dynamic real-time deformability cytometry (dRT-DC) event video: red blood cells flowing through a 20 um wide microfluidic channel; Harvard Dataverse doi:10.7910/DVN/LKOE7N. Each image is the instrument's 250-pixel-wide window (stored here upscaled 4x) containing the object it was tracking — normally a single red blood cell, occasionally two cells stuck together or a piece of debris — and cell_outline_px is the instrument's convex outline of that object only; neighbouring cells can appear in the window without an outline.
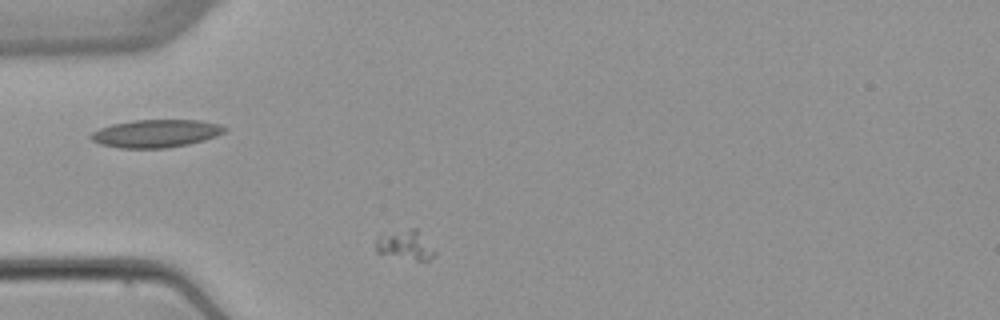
{"species": "common noctule bat (a hibernating species)", "species_latin": "Nyctalus noctula", "temperature_condition": "warm", "stored_images_in_passage": 3, "camera_frame_rate_fps": 3000, "um_per_image_px": 0.085, "animal": {"sex": "female", "body_mass_g": 22.7, "forearm_length_mm": 54.2}, "frame": {"image": 1, "passage_image": 3, "time_ms": 2.333, "image_size_px": [1000, 320], "cell_outline_px": [[436, 256], [428, 260], [416, 260], [376, 252], [376, 236], [380, 232], [412, 228], [416, 228], [436, 252]], "centroid_in_image_um": [34.41, 20.79], "position_along_channel_um": 50.6, "area_um2": 10.23}}